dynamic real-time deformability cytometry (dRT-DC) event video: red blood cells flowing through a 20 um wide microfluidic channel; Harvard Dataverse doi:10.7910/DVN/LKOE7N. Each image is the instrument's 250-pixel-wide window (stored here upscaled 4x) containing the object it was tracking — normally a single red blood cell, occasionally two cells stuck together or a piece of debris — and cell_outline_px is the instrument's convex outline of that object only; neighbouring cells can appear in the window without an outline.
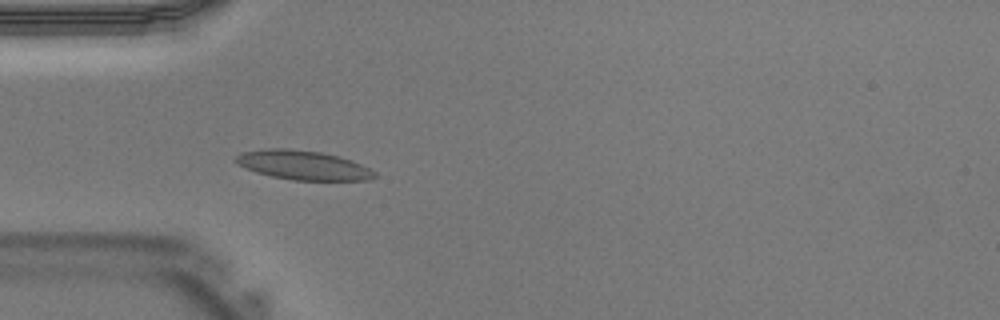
{"species": "Egyptian fruit bat (a non-hibernating species)", "species_latin": "Rousettus aegyptiacus", "temperature_condition": "warm", "stored_images_in_passage": 41, "camera_frame_rate_fps": 3000, "um_per_image_px": 0.085, "animal": {"sex": "male"}, "frame": {"image": 1, "passage_image": 12, "time_ms": 3.667, "image_size_px": [1000, 320], "cell_outline_px": [[376, 176], [368, 180], [292, 180], [272, 176], [256, 172], [236, 164], [232, 160], [240, 152], [268, 148], [288, 148], [320, 152], [340, 156], [352, 160], [376, 172]], "centroid_in_image_um": [25.72, 14.03], "position_along_channel_um": 59.3, "area_um2": 23.76}}